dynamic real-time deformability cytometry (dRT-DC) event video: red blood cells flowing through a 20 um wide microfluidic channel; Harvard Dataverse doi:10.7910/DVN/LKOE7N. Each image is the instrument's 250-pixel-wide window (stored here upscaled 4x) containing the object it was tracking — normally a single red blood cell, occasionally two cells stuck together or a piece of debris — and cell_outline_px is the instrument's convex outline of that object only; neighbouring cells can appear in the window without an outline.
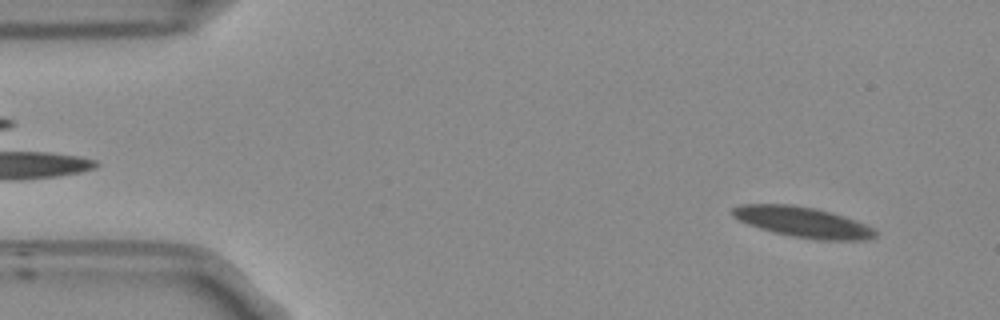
{"species": "Egyptian fruit bat (a non-hibernating species)", "species_latin": "Rousettus aegyptiacus", "temperature_condition": "room temperature", "stored_images_in_passage": 53, "camera_frame_rate_fps": 3000, "um_per_image_px": 0.085, "frame": {"image": 1, "passage_image": 4, "time_ms": 1.0, "image_size_px": [1000, 320], "cell_outline_px": [[876, 236], [860, 240], [820, 240], [792, 236], [760, 228], [748, 224], [732, 216], [732, 208], [740, 204], [792, 204], [816, 208], [832, 212], [856, 220], [872, 228], [876, 232]], "centroid_in_image_um": [68.23, 18.86], "position_along_channel_um": 16.8, "area_um2": 25.14}}
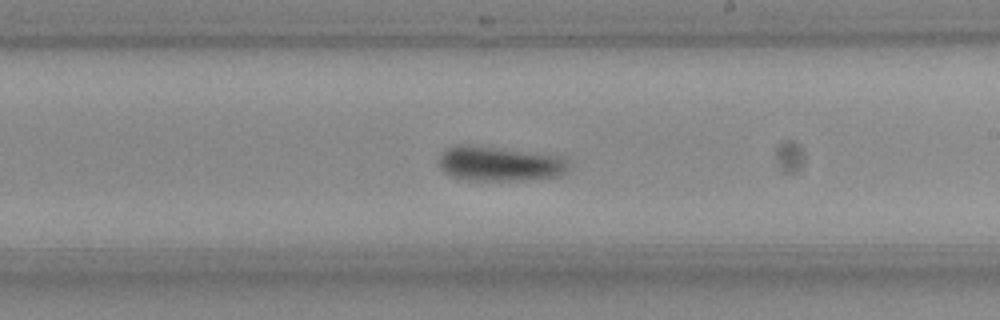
{"frame": {"image": 2, "passage_image": 30, "time_ms": 9.667, "image_size_px": [1000, 320], "cell_outline_px": [[568, 172], [560, 176], [524, 180], [460, 180], [444, 172], [440, 164], [440, 156], [444, 148], [456, 144], [468, 144], [564, 156], [568, 160]], "centroid_in_image_um": [42.47, 13.91], "position_along_channel_um": 246.5, "area_um2": 26.65}}
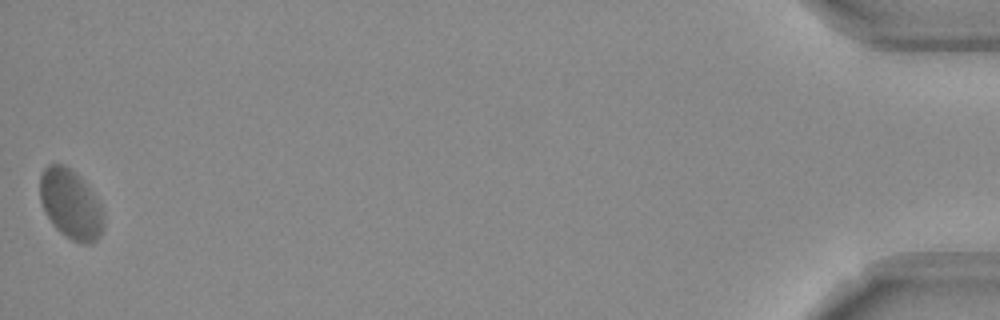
{"frame": {"image": 3, "passage_image": 53, "time_ms": 17.333, "image_size_px": [1000, 320], "cell_outline_px": [[104, 228], [100, 236], [96, 240], [88, 244], [80, 244], [72, 240], [60, 232], [52, 224], [44, 212], [40, 200], [40, 176], [44, 168], [48, 164], [60, 164], [68, 168], [88, 188], [100, 204], [104, 212]], "centroid_in_image_um": [6.0, 17.42], "position_along_channel_um": 429.2, "area_um2": 25.55}, "authors_computed_cell_mechanics": {"area_um2": 25.0852, "velocity_mm_per_s": 3.706, "shape_relaxation_time_tau1_ms": 5.8796, "shape_relaxation_time_tau2_ms": 6.392, "deformation_change_tau1": 0.1327, "deformation_change_tau2": 0.1035}}